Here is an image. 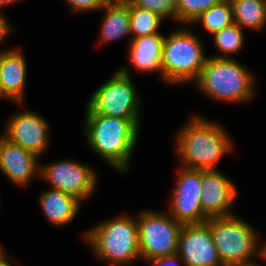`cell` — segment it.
I'll return each instance as SVG.
<instances>
[{"instance_id":"cell-1","label":"cell","mask_w":266,"mask_h":266,"mask_svg":"<svg viewBox=\"0 0 266 266\" xmlns=\"http://www.w3.org/2000/svg\"><path fill=\"white\" fill-rule=\"evenodd\" d=\"M83 133L90 150L107 163L115 173L130 171L132 157L139 141L141 118L109 117L95 113L87 104Z\"/></svg>"},{"instance_id":"cell-2","label":"cell","mask_w":266,"mask_h":266,"mask_svg":"<svg viewBox=\"0 0 266 266\" xmlns=\"http://www.w3.org/2000/svg\"><path fill=\"white\" fill-rule=\"evenodd\" d=\"M210 120L194 114L176 133L174 152L180 166L217 170L221 158L232 153L235 146L228 131Z\"/></svg>"},{"instance_id":"cell-3","label":"cell","mask_w":266,"mask_h":266,"mask_svg":"<svg viewBox=\"0 0 266 266\" xmlns=\"http://www.w3.org/2000/svg\"><path fill=\"white\" fill-rule=\"evenodd\" d=\"M83 235L92 256L104 264L129 266L141 261L136 215L119 213L90 226Z\"/></svg>"},{"instance_id":"cell-4","label":"cell","mask_w":266,"mask_h":266,"mask_svg":"<svg viewBox=\"0 0 266 266\" xmlns=\"http://www.w3.org/2000/svg\"><path fill=\"white\" fill-rule=\"evenodd\" d=\"M233 58L209 55L206 59L198 79L193 83L206 99L225 104H247L255 98V75Z\"/></svg>"},{"instance_id":"cell-5","label":"cell","mask_w":266,"mask_h":266,"mask_svg":"<svg viewBox=\"0 0 266 266\" xmlns=\"http://www.w3.org/2000/svg\"><path fill=\"white\" fill-rule=\"evenodd\" d=\"M208 56L200 35L181 25L165 36L161 68L162 81L170 85H185L195 82Z\"/></svg>"},{"instance_id":"cell-6","label":"cell","mask_w":266,"mask_h":266,"mask_svg":"<svg viewBox=\"0 0 266 266\" xmlns=\"http://www.w3.org/2000/svg\"><path fill=\"white\" fill-rule=\"evenodd\" d=\"M205 222L224 266L247 263L263 256V242L258 231L236 214L208 218Z\"/></svg>"},{"instance_id":"cell-7","label":"cell","mask_w":266,"mask_h":266,"mask_svg":"<svg viewBox=\"0 0 266 266\" xmlns=\"http://www.w3.org/2000/svg\"><path fill=\"white\" fill-rule=\"evenodd\" d=\"M115 71L90 95L87 105L95 113L109 117L140 118L142 98L136 89L131 69L123 65Z\"/></svg>"},{"instance_id":"cell-8","label":"cell","mask_w":266,"mask_h":266,"mask_svg":"<svg viewBox=\"0 0 266 266\" xmlns=\"http://www.w3.org/2000/svg\"><path fill=\"white\" fill-rule=\"evenodd\" d=\"M138 243L141 260L172 256L178 252L183 224L168 212L141 210L137 213Z\"/></svg>"},{"instance_id":"cell-9","label":"cell","mask_w":266,"mask_h":266,"mask_svg":"<svg viewBox=\"0 0 266 266\" xmlns=\"http://www.w3.org/2000/svg\"><path fill=\"white\" fill-rule=\"evenodd\" d=\"M96 172L88 164L71 158L40 165V178L46 181L50 188L70 194L81 202L91 198L96 191Z\"/></svg>"},{"instance_id":"cell-10","label":"cell","mask_w":266,"mask_h":266,"mask_svg":"<svg viewBox=\"0 0 266 266\" xmlns=\"http://www.w3.org/2000/svg\"><path fill=\"white\" fill-rule=\"evenodd\" d=\"M168 213L179 223L200 224L208 218L201 208V170L179 167L175 170Z\"/></svg>"},{"instance_id":"cell-11","label":"cell","mask_w":266,"mask_h":266,"mask_svg":"<svg viewBox=\"0 0 266 266\" xmlns=\"http://www.w3.org/2000/svg\"><path fill=\"white\" fill-rule=\"evenodd\" d=\"M2 135L37 156L47 151L51 142V131L47 119L33 111L25 110L11 114L4 124Z\"/></svg>"},{"instance_id":"cell-12","label":"cell","mask_w":266,"mask_h":266,"mask_svg":"<svg viewBox=\"0 0 266 266\" xmlns=\"http://www.w3.org/2000/svg\"><path fill=\"white\" fill-rule=\"evenodd\" d=\"M239 194L234 181L217 170H201V208L207 218L234 215Z\"/></svg>"},{"instance_id":"cell-13","label":"cell","mask_w":266,"mask_h":266,"mask_svg":"<svg viewBox=\"0 0 266 266\" xmlns=\"http://www.w3.org/2000/svg\"><path fill=\"white\" fill-rule=\"evenodd\" d=\"M177 255L186 266H224L206 222L183 225Z\"/></svg>"},{"instance_id":"cell-14","label":"cell","mask_w":266,"mask_h":266,"mask_svg":"<svg viewBox=\"0 0 266 266\" xmlns=\"http://www.w3.org/2000/svg\"><path fill=\"white\" fill-rule=\"evenodd\" d=\"M39 156L0 136V171L17 187H26L40 177Z\"/></svg>"},{"instance_id":"cell-15","label":"cell","mask_w":266,"mask_h":266,"mask_svg":"<svg viewBox=\"0 0 266 266\" xmlns=\"http://www.w3.org/2000/svg\"><path fill=\"white\" fill-rule=\"evenodd\" d=\"M20 47H12L0 52V92L9 102L22 104L26 79L27 62Z\"/></svg>"},{"instance_id":"cell-16","label":"cell","mask_w":266,"mask_h":266,"mask_svg":"<svg viewBox=\"0 0 266 266\" xmlns=\"http://www.w3.org/2000/svg\"><path fill=\"white\" fill-rule=\"evenodd\" d=\"M165 35L156 33L131 39L126 57L141 73H158L162 80L161 59Z\"/></svg>"},{"instance_id":"cell-17","label":"cell","mask_w":266,"mask_h":266,"mask_svg":"<svg viewBox=\"0 0 266 266\" xmlns=\"http://www.w3.org/2000/svg\"><path fill=\"white\" fill-rule=\"evenodd\" d=\"M100 11H104V16L100 24L97 45L109 44L128 36L130 43L132 35L130 30L129 1H107Z\"/></svg>"},{"instance_id":"cell-18","label":"cell","mask_w":266,"mask_h":266,"mask_svg":"<svg viewBox=\"0 0 266 266\" xmlns=\"http://www.w3.org/2000/svg\"><path fill=\"white\" fill-rule=\"evenodd\" d=\"M38 201L47 221L56 227L66 226L76 219L82 205L76 197L53 188L40 193Z\"/></svg>"},{"instance_id":"cell-19","label":"cell","mask_w":266,"mask_h":266,"mask_svg":"<svg viewBox=\"0 0 266 266\" xmlns=\"http://www.w3.org/2000/svg\"><path fill=\"white\" fill-rule=\"evenodd\" d=\"M234 24L240 28L261 31L266 28V0H230Z\"/></svg>"},{"instance_id":"cell-20","label":"cell","mask_w":266,"mask_h":266,"mask_svg":"<svg viewBox=\"0 0 266 266\" xmlns=\"http://www.w3.org/2000/svg\"><path fill=\"white\" fill-rule=\"evenodd\" d=\"M202 25L203 29L211 36L234 24L233 9L230 0H222L220 3L212 6L207 11L201 13L191 24Z\"/></svg>"},{"instance_id":"cell-21","label":"cell","mask_w":266,"mask_h":266,"mask_svg":"<svg viewBox=\"0 0 266 266\" xmlns=\"http://www.w3.org/2000/svg\"><path fill=\"white\" fill-rule=\"evenodd\" d=\"M130 30L132 39L160 33L161 23L165 20L147 9L133 6L129 2Z\"/></svg>"},{"instance_id":"cell-22","label":"cell","mask_w":266,"mask_h":266,"mask_svg":"<svg viewBox=\"0 0 266 266\" xmlns=\"http://www.w3.org/2000/svg\"><path fill=\"white\" fill-rule=\"evenodd\" d=\"M211 38H213V44L220 54L210 57L217 58H232L230 55L237 54L244 47L246 40L243 29L236 24L214 33Z\"/></svg>"},{"instance_id":"cell-23","label":"cell","mask_w":266,"mask_h":266,"mask_svg":"<svg viewBox=\"0 0 266 266\" xmlns=\"http://www.w3.org/2000/svg\"><path fill=\"white\" fill-rule=\"evenodd\" d=\"M177 24L191 25L194 20L222 0H176Z\"/></svg>"},{"instance_id":"cell-24","label":"cell","mask_w":266,"mask_h":266,"mask_svg":"<svg viewBox=\"0 0 266 266\" xmlns=\"http://www.w3.org/2000/svg\"><path fill=\"white\" fill-rule=\"evenodd\" d=\"M133 6L147 9L158 14L165 21L169 19L177 23L176 0H128Z\"/></svg>"},{"instance_id":"cell-25","label":"cell","mask_w":266,"mask_h":266,"mask_svg":"<svg viewBox=\"0 0 266 266\" xmlns=\"http://www.w3.org/2000/svg\"><path fill=\"white\" fill-rule=\"evenodd\" d=\"M74 13L100 11L107 0H65Z\"/></svg>"},{"instance_id":"cell-26","label":"cell","mask_w":266,"mask_h":266,"mask_svg":"<svg viewBox=\"0 0 266 266\" xmlns=\"http://www.w3.org/2000/svg\"><path fill=\"white\" fill-rule=\"evenodd\" d=\"M151 266H186L183 260L177 255L155 258L148 262Z\"/></svg>"},{"instance_id":"cell-27","label":"cell","mask_w":266,"mask_h":266,"mask_svg":"<svg viewBox=\"0 0 266 266\" xmlns=\"http://www.w3.org/2000/svg\"><path fill=\"white\" fill-rule=\"evenodd\" d=\"M3 12H0V45L5 42V39L8 38V35L13 33L14 28L10 26L9 20L6 19Z\"/></svg>"},{"instance_id":"cell-28","label":"cell","mask_w":266,"mask_h":266,"mask_svg":"<svg viewBox=\"0 0 266 266\" xmlns=\"http://www.w3.org/2000/svg\"><path fill=\"white\" fill-rule=\"evenodd\" d=\"M8 252H5L1 257H0V266H14L12 261L13 258H10V256L7 254Z\"/></svg>"},{"instance_id":"cell-29","label":"cell","mask_w":266,"mask_h":266,"mask_svg":"<svg viewBox=\"0 0 266 266\" xmlns=\"http://www.w3.org/2000/svg\"><path fill=\"white\" fill-rule=\"evenodd\" d=\"M22 0H0V12L2 11L1 8L7 7L8 5H15Z\"/></svg>"},{"instance_id":"cell-30","label":"cell","mask_w":266,"mask_h":266,"mask_svg":"<svg viewBox=\"0 0 266 266\" xmlns=\"http://www.w3.org/2000/svg\"><path fill=\"white\" fill-rule=\"evenodd\" d=\"M258 260L260 261L261 259H256L254 261H250V262H247V263H241V264H236V265H233V266H263V264H258Z\"/></svg>"},{"instance_id":"cell-31","label":"cell","mask_w":266,"mask_h":266,"mask_svg":"<svg viewBox=\"0 0 266 266\" xmlns=\"http://www.w3.org/2000/svg\"><path fill=\"white\" fill-rule=\"evenodd\" d=\"M261 260L266 263V241L263 242V256L261 257Z\"/></svg>"},{"instance_id":"cell-32","label":"cell","mask_w":266,"mask_h":266,"mask_svg":"<svg viewBox=\"0 0 266 266\" xmlns=\"http://www.w3.org/2000/svg\"><path fill=\"white\" fill-rule=\"evenodd\" d=\"M6 251L2 248V246L0 245V257L5 253Z\"/></svg>"}]
</instances>
